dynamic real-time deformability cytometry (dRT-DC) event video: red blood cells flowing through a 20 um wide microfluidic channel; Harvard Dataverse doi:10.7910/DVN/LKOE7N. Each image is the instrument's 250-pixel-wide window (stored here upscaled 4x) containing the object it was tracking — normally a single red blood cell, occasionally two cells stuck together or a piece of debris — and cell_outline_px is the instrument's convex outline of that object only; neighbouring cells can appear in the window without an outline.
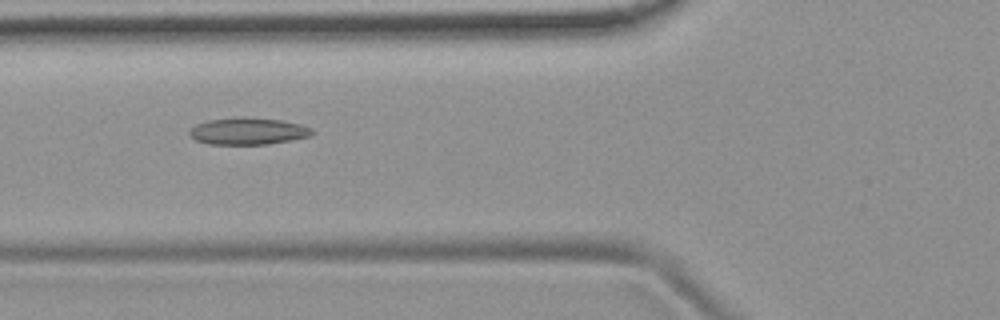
{"species": "common noctule bat (a hibernating species)", "species_latin": "Nyctalus noctula", "temperature_condition": "room temperature", "stored_images_in_passage": 10, "camera_frame_rate_fps": 3000, "um_per_image_px": 0.085, "animal": {"sex": "female", "body_mass_g": 19.9}, "frame": {"image": 1, "passage_image": 4, "time_ms": 1.0, "image_size_px": [1000, 320], "cell_outline_px": [[316, 132], [308, 136], [292, 140], [268, 144], [208, 144], [196, 140], [188, 132], [196, 124], [208, 120], [236, 116], [244, 116], [280, 120], [300, 124], [312, 128]], "centroid_in_image_um": [21.09, 11.13], "position_along_channel_um": 104.7, "area_um2": 19.36}}
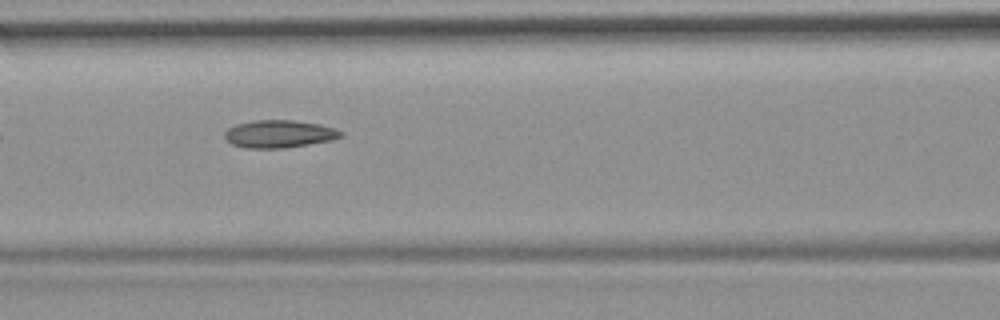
{"frame": {"image": 2, "passage_image": 7, "time_ms": 2.0, "image_size_px": [1000, 320], "cell_outline_px": [[344, 132], [340, 136], [332, 140], [284, 148], [244, 148], [232, 144], [224, 136], [224, 132], [228, 128], [236, 124], [256, 120], [292, 120], [320, 124], [336, 128]], "centroid_in_image_um": [23.73, 11.38], "position_along_channel_um": 142.9, "area_um2": 18.67}}